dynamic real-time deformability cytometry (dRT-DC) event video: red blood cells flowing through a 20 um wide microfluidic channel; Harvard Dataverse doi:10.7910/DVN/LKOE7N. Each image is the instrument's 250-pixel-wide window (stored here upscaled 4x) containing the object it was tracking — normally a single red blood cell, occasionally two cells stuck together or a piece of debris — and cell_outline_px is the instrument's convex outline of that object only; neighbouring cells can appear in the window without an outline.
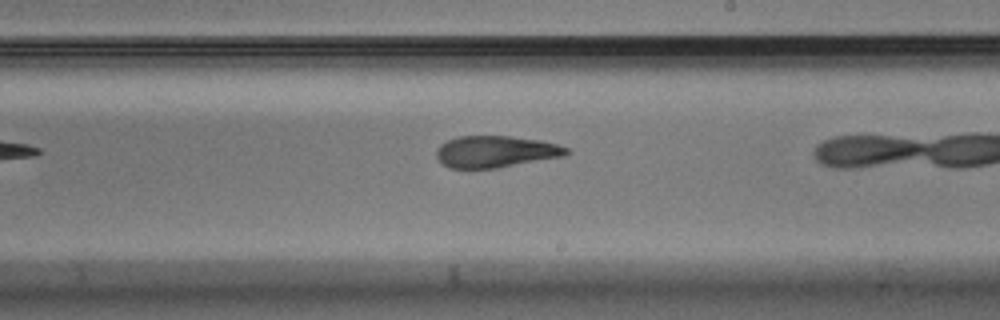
{"species": "Egyptian fruit bat (a non-hibernating species)", "species_latin": "Rousettus aegyptiacus", "temperature_condition": "warm", "stored_images_in_passage": 15, "camera_frame_rate_fps": 3000, "um_per_image_px": 0.085, "animal": {"sex": "male"}, "frame": {"image": 1, "passage_image": 13, "time_ms": 4.0, "image_size_px": [1000, 320], "cell_outline_px": [[572, 152], [564, 156], [496, 168], [448, 168], [436, 156], [436, 148], [440, 144], [448, 140], [460, 136], [508, 136], [540, 140], [556, 144], [568, 148]], "centroid_in_image_um": [42.13, 12.88], "position_along_channel_um": 246.9, "area_um2": 23.93}}